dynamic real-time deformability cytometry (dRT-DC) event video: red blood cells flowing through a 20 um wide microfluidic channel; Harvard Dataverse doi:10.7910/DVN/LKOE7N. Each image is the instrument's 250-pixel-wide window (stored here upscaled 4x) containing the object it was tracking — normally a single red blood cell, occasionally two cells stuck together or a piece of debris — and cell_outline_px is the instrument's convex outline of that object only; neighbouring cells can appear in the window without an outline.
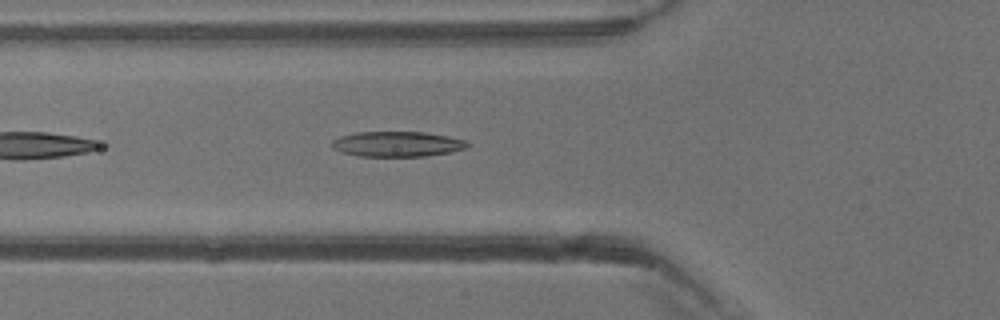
{"species": "common noctule bat (a hibernating species)", "species_latin": "Nyctalus noctula", "temperature_condition": "warm", "stored_images_in_passage": 32, "camera_frame_rate_fps": 3000, "um_per_image_px": 0.085, "animal": {"sex": "male", "body_mass_g": 13.3}, "frame": {"image": 1, "passage_image": 7, "time_ms": 2.0, "image_size_px": [1000, 320], "cell_outline_px": [[472, 144], [468, 148], [448, 152], [424, 156], [360, 156], [340, 152], [332, 148], [332, 140], [340, 136], [356, 132], [424, 132], [448, 136], [468, 140]], "centroid_in_image_um": [33.79, 12.24], "position_along_channel_um": 92.0, "area_um2": 20.06}}
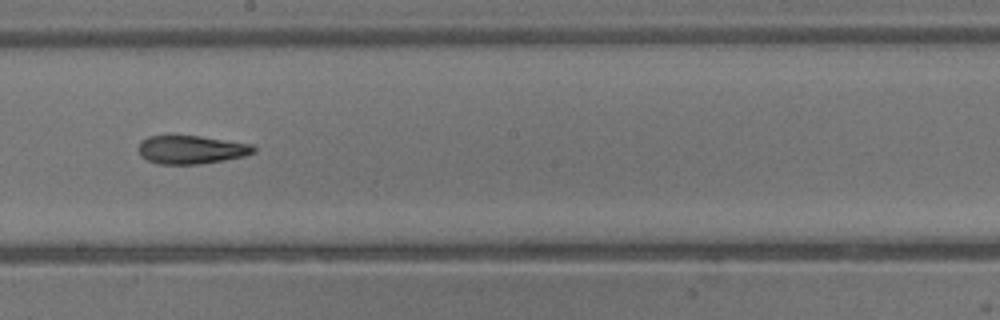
{"frame": {"image": 2, "passage_image": 15, "time_ms": 4.667, "image_size_px": [1000, 320], "cell_outline_px": [[256, 152], [244, 156], [224, 160], [200, 164], [160, 164], [148, 160], [140, 156], [140, 140], [148, 136], [172, 132], [200, 136], [252, 144], [256, 148]], "centroid_in_image_um": [16.22, 12.67], "position_along_channel_um": 232.0, "area_um2": 19.71}}
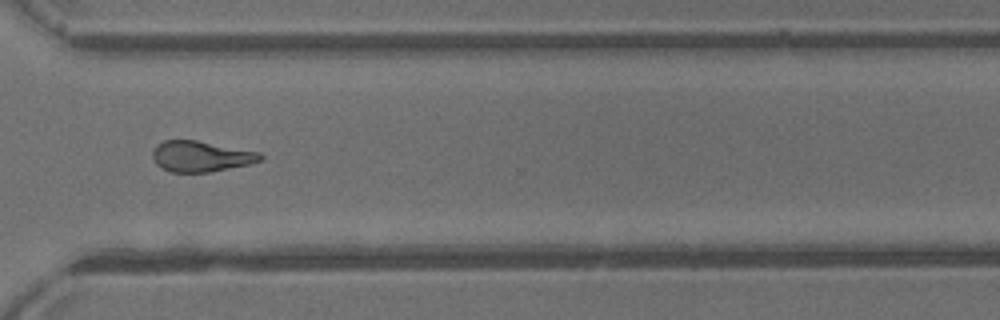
{"frame": {"image": 3, "passage_image": 22, "time_ms": 7.0, "image_size_px": [1000, 320], "cell_outline_px": [[264, 156], [260, 160], [248, 164], [208, 172], [172, 172], [156, 164], [152, 156], [152, 152], [156, 144], [164, 140], [196, 140], [260, 152]], "centroid_in_image_um": [17.05, 13.27], "position_along_channel_um": 353.5, "area_um2": 19.13}}